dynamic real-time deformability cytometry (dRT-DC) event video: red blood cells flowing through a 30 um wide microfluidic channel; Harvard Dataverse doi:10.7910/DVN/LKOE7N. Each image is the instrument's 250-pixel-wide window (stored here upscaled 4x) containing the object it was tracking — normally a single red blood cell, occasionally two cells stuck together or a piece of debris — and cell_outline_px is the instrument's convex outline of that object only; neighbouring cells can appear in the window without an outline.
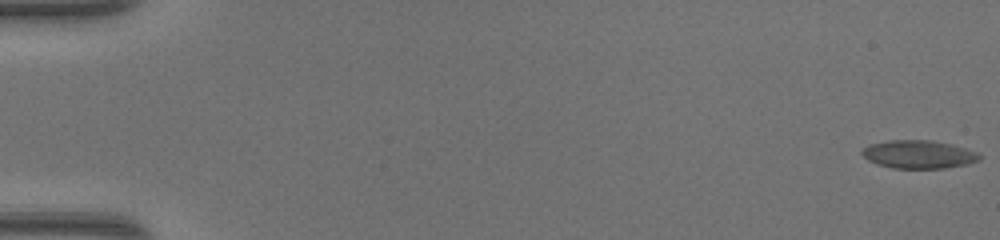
{"species": "common noctule bat (a hibernating species)", "species_latin": "Nyctalus noctula", "temperature_condition": "warm", "stored_images_in_passage": 49, "camera_frame_rate_fps": 3000, "um_per_image_px": 0.085, "animal": {"sex": "female", "body_mass_g": 17.0, "forearm_length_mm": 48.0}, "frame": {"image": 1, "passage_image": 1, "time_ms": 0.0, "image_size_px": [1000, 240], "cell_outline_px": [[980, 160], [968, 164], [944, 168], [892, 168], [868, 160], [860, 152], [868, 144], [892, 140], [932, 140], [952, 144], [976, 152], [980, 156]], "centroid_in_image_um": [78.09, 13.11], "position_along_channel_um": 6.9, "area_um2": 19.13}}
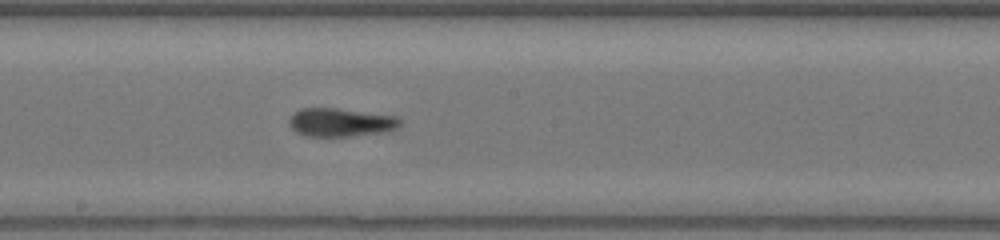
{"frame": {"image": 2, "passage_image": 28, "time_ms": 9.0, "image_size_px": [1000, 240], "cell_outline_px": [[400, 124], [396, 128], [388, 132], [352, 136], [304, 136], [296, 132], [288, 124], [288, 120], [300, 108], [336, 108], [396, 116], [400, 120]], "centroid_in_image_um": [28.95, 10.41], "position_along_channel_um": 219.3, "area_um2": 18.38}}
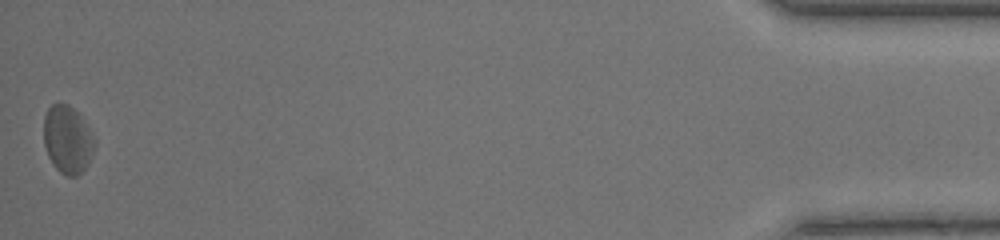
{"frame": {"image": 3, "passage_image": 49, "time_ms": 16.0, "image_size_px": [1000, 240], "cell_outline_px": [[96, 144], [88, 164], [76, 176], [68, 176], [60, 172], [52, 164], [48, 156], [44, 144], [44, 116], [48, 108], [52, 104], [68, 104], [84, 120], [96, 140]], "centroid_in_image_um": [5.74, 11.87], "position_along_channel_um": 429.5, "area_um2": 20.0}, "authors_computed_cell_mechanics": {"area_um2": 18.2648, "velocity_mm_per_s": 4.3251, "shape_relaxation_time_tau1_ms": 8.7372, "shape_relaxation_time_tau2_ms": 2.2292, "deformation_change_tau1": 0.208, "deformation_change_tau2": 0.0923}}